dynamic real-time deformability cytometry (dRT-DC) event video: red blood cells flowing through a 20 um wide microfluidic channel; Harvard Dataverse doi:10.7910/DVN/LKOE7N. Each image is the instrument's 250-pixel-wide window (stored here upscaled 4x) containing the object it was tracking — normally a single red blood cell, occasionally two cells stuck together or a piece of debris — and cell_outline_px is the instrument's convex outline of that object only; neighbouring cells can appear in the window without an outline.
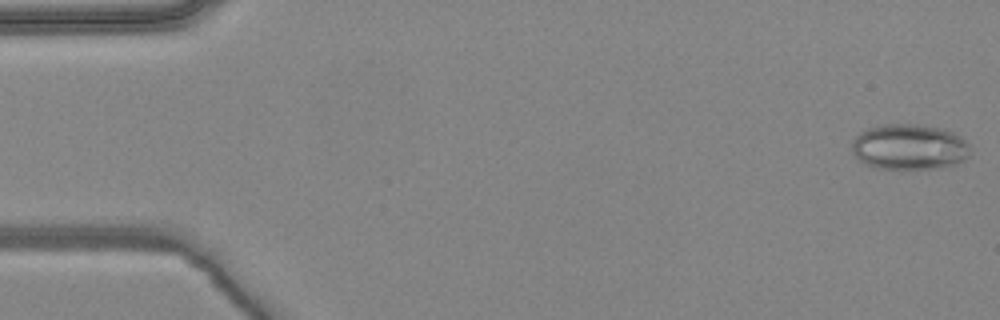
{"species": "common noctule bat (a hibernating species)", "species_latin": "Nyctalus noctula", "temperature_condition": "warm", "stored_images_in_passage": 5, "camera_frame_rate_fps": 3000, "um_per_image_px": 0.085, "animal": {"sex": "female", "body_mass_g": 24.6, "forearm_length_mm": 56.2}, "frame": {"image": 1, "passage_image": 1, "time_ms": 0.0, "image_size_px": [1000, 320], "cell_outline_px": [[968, 156], [964, 160], [956, 164], [940, 168], [876, 168], [864, 164], [852, 152], [852, 140], [860, 132], [868, 128], [884, 124], [916, 124], [944, 128], [960, 136], [968, 144]], "centroid_in_image_um": [77.28, 12.48], "position_along_channel_um": 7.7, "area_um2": 31.44}}